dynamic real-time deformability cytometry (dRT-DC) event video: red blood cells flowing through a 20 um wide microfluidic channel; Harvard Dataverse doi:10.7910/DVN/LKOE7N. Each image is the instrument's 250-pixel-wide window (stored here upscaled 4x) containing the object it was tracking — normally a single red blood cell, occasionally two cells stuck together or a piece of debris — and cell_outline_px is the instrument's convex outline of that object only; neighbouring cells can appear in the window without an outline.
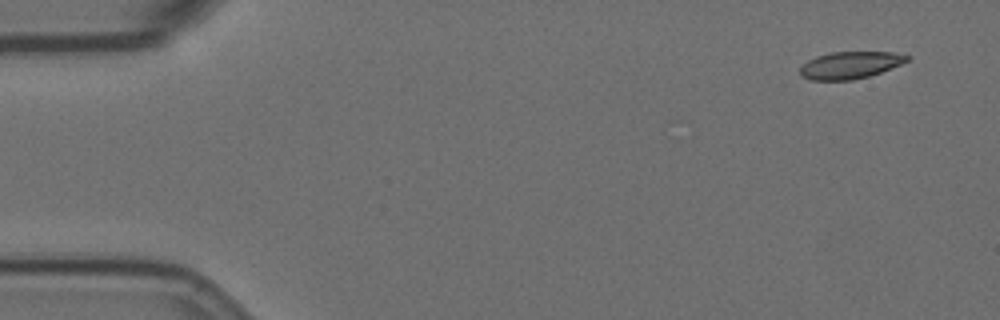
{"species": "Egyptian fruit bat (a non-hibernating species)", "species_latin": "Rousettus aegyptiacus", "temperature_condition": "room temperature", "stored_images_in_passage": 55, "camera_frame_rate_fps": 3000, "um_per_image_px": 0.085, "animal": {"sex": "female"}, "frame": {"image": 1, "passage_image": 1, "time_ms": 0.0, "image_size_px": [1000, 320], "cell_outline_px": [[908, 60], [900, 64], [880, 72], [868, 76], [852, 80], [812, 80], [800, 76], [800, 68], [808, 60], [816, 56], [828, 52], [892, 52], [908, 56]], "centroid_in_image_um": [72.2, 5.53], "position_along_channel_um": 12.8, "area_um2": 16.7}}
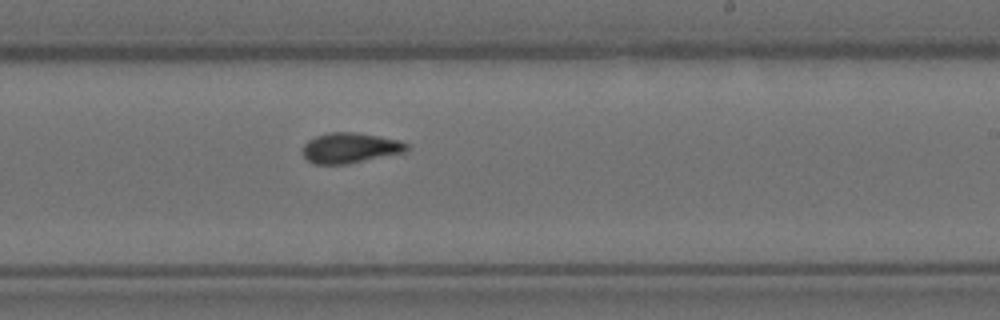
{"frame": {"image": 2, "passage_image": 32, "time_ms": 10.333, "image_size_px": [1000, 320], "cell_outline_px": [[408, 148], [404, 152], [348, 164], [312, 164], [304, 156], [304, 144], [308, 140], [316, 136], [332, 132], [352, 132], [380, 136], [400, 140], [408, 144]], "centroid_in_image_um": [29.76, 12.57], "position_along_channel_um": 259.2, "area_um2": 18.26}}
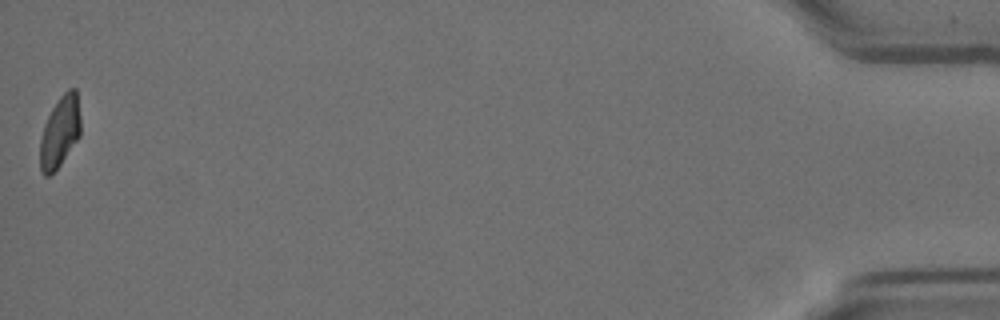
{"frame": {"image": 3, "passage_image": 55, "time_ms": 18.0, "image_size_px": [1000, 320], "cell_outline_px": [[80, 136], [60, 164], [48, 176], [44, 176], [40, 172], [40, 140], [44, 124], [52, 108], [60, 96], [68, 88], [76, 88], [80, 116]], "centroid_in_image_um": [5.09, 11.19], "position_along_channel_um": 430.1, "area_um2": 16.76}, "authors_computed_cell_mechanics": {"area_um2": 17.8024, "velocity_mm_per_s": 3.5206, "shape_relaxation_time_tau1_ms": null, "shape_relaxation_time_tau2_ms": 1.9292, "deformation_change_tau1": null, "deformation_change_tau2": 0.0587}}